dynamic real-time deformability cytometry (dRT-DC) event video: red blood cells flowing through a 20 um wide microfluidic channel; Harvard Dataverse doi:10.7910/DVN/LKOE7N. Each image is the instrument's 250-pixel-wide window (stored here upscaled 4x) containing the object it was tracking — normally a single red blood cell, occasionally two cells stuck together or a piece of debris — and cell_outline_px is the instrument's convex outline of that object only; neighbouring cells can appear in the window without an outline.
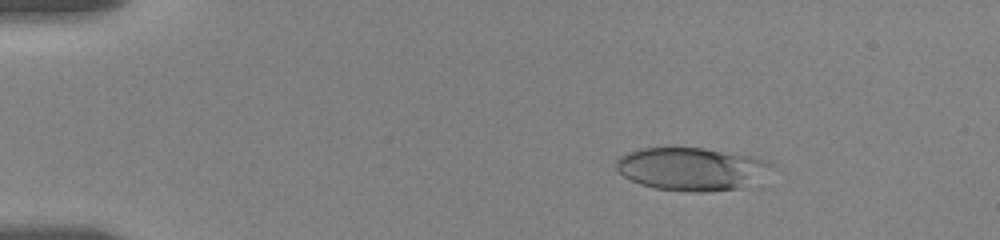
{"species": "human", "species_latin": "Homo sapiens", "temperature_condition": "room temperature", "stored_images_in_passage": 28, "camera_frame_rate_fps": 3000, "um_per_image_px": 0.085, "donor": {"sex": "female"}, "frame": {"image": 1, "passage_image": 5, "time_ms": 2.667, "image_size_px": [1000, 240], "cell_outline_px": [[772, 164], [740, 188], [704, 192], [696, 192], [656, 188], [640, 184], [628, 180], [616, 168], [616, 160], [620, 156], [628, 152], [640, 148], [704, 148], [752, 156], [764, 160]], "centroid_in_image_um": [58.62, 14.34], "position_along_channel_um": 26.4, "area_um2": 37.8}}
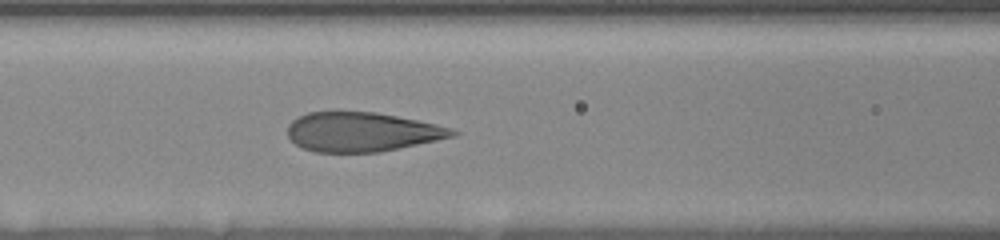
{"frame": {"image": 2, "passage_image": 15, "time_ms": 8.0, "image_size_px": [1000, 240], "cell_outline_px": [[460, 132], [456, 136], [380, 152], [316, 152], [304, 148], [296, 144], [288, 136], [288, 124], [292, 120], [308, 112], [336, 108], [376, 112], [436, 124], [452, 128]], "centroid_in_image_um": [30.73, 11.17], "position_along_channel_um": 135.9, "area_um2": 38.55}}
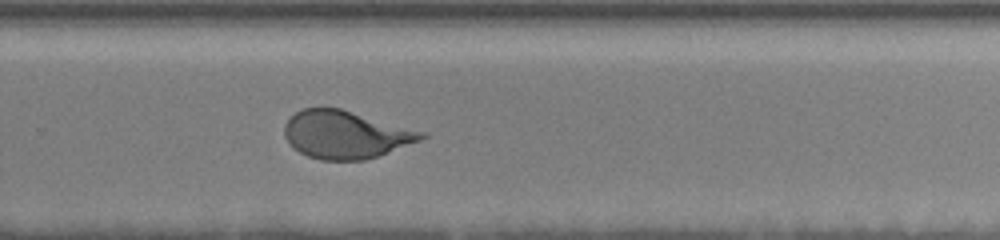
{"frame": {"image": 3, "passage_image": 28, "time_ms": 12.667, "image_size_px": [1000, 240], "cell_outline_px": [[428, 136], [420, 140], [376, 156], [364, 160], [320, 160], [308, 156], [292, 148], [288, 144], [284, 136], [284, 124], [296, 112], [304, 108], [340, 108], [428, 132]], "centroid_in_image_um": [29.37, 11.44], "position_along_channel_um": 300.4, "area_um2": 38.15}}